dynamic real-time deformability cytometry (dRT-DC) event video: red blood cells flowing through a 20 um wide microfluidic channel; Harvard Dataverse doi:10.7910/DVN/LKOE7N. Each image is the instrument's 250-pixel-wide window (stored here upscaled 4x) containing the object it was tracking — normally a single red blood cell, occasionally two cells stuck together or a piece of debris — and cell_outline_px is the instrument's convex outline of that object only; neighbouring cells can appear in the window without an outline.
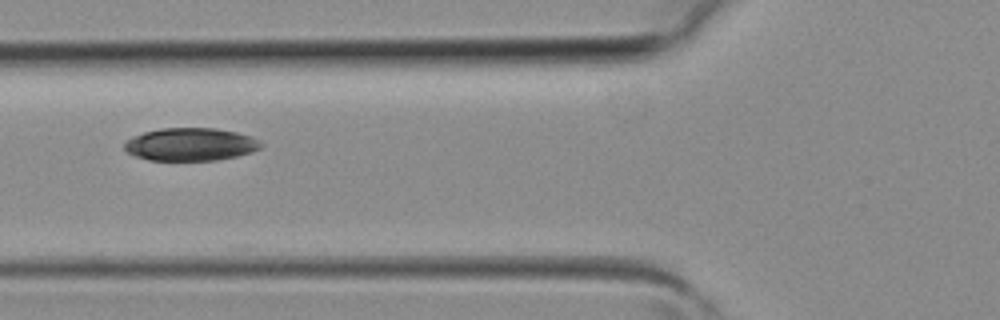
{"species": "common noctule bat (a hibernating species)", "species_latin": "Nyctalus noctula", "temperature_condition": "room temperature", "stored_images_in_passage": 2, "camera_frame_rate_fps": 3000, "um_per_image_px": 0.085, "animal": {"sex": "female", "body_mass_g": 19.3, "forearm_length_mm": 54.1}, "frame": {"image": 1, "passage_image": 2, "time_ms": 0.333, "image_size_px": [1000, 320], "cell_outline_px": [[264, 144], [260, 148], [252, 152], [236, 156], [216, 160], [148, 160], [136, 156], [128, 152], [124, 148], [124, 144], [132, 136], [144, 132], [160, 128], [216, 128], [236, 132], [252, 136], [260, 140]], "centroid_in_image_um": [16.23, 12.26], "position_along_channel_um": 109.6, "area_um2": 26.18}}